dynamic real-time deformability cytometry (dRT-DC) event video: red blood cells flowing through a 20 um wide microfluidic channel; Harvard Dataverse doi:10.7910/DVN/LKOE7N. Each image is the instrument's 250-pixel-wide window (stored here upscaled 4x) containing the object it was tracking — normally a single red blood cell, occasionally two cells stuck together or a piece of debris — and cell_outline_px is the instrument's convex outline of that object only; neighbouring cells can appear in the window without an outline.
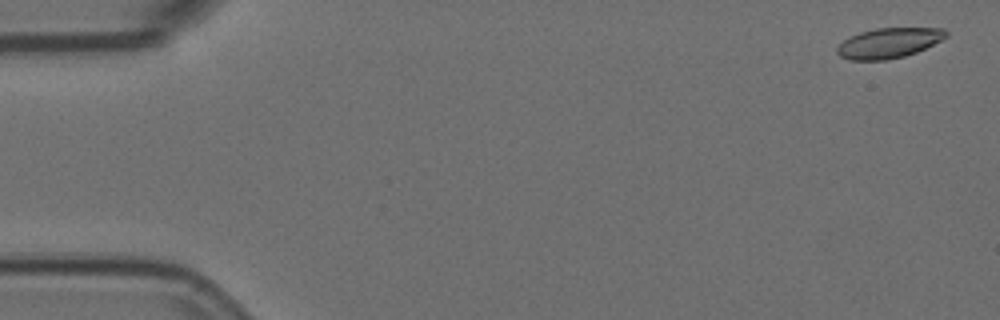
{"species": "Egyptian fruit bat (a non-hibernating species)", "species_latin": "Rousettus aegyptiacus", "temperature_condition": "room temperature", "stored_images_in_passage": 4, "segment_of_instrument_passage": [1, 2], "camera_frame_rate_fps": 3000, "um_per_image_px": 0.085, "animal": {"sex": "female"}, "frame": {"image": 1, "passage_image": 1, "time_ms": 0.0, "image_size_px": [1000, 320], "cell_outline_px": [[948, 36], [916, 52], [904, 56], [884, 60], [848, 60], [840, 56], [836, 52], [836, 48], [848, 36], [860, 32], [876, 28], [944, 28], [948, 32]], "centroid_in_image_um": [75.51, 3.65], "position_along_channel_um": 9.5, "area_um2": 19.07}}